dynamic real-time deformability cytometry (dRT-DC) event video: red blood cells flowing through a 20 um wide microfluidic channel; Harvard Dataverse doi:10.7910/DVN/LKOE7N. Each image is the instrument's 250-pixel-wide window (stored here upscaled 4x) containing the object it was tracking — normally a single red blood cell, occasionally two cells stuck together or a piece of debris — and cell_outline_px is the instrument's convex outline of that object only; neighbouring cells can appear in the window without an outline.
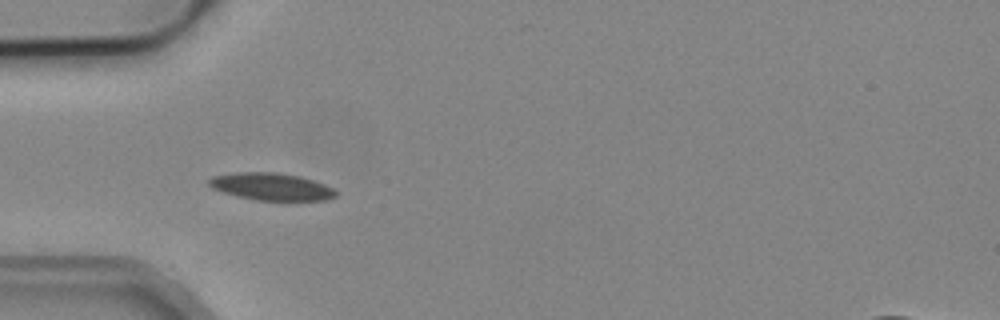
{"species": "common noctule bat (a hibernating species)", "species_latin": "Nyctalus noctula", "temperature_condition": "cold", "stored_images_in_passage": 4, "camera_frame_rate_fps": 3000, "um_per_image_px": 0.085, "animal": {"sex": "male", "body_mass_g": 19.2, "forearm_length_mm": 51.8}, "frame": {"image": 1, "passage_image": 3, "time_ms": 0.667, "image_size_px": [1000, 320], "cell_outline_px": [[336, 196], [324, 200], [256, 200], [224, 192], [212, 188], [208, 184], [208, 180], [212, 176], [236, 172], [276, 172], [300, 176], [324, 184], [332, 188], [336, 192]], "centroid_in_image_um": [23.04, 15.85], "position_along_channel_um": 62.0, "area_um2": 19.94}}